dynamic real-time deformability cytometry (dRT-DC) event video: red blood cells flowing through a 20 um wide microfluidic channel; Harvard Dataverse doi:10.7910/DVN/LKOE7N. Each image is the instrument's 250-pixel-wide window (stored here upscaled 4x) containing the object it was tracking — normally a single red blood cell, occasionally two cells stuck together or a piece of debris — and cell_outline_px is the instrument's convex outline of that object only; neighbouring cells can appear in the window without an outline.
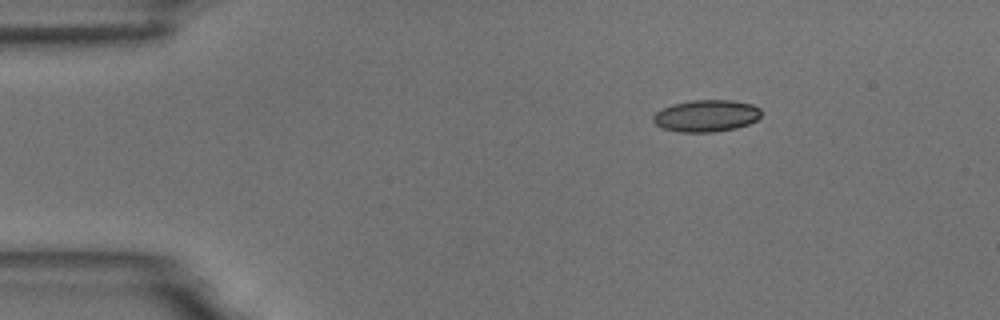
{"species": "common noctule bat (a hibernating species)", "species_latin": "Nyctalus noctula", "temperature_condition": "room temperature", "stored_images_in_passage": 6, "camera_frame_rate_fps": 3000, "um_per_image_px": 0.085, "animal": {"sex": "male", "body_mass_g": 18.8}, "frame": {"image": 1, "passage_image": 1, "time_ms": 0.0, "image_size_px": [1000, 320], "cell_outline_px": [[760, 116], [756, 120], [748, 124], [736, 128], [712, 132], [680, 132], [664, 128], [656, 124], [652, 120], [652, 116], [660, 108], [672, 104], [692, 100], [732, 100], [752, 104], [760, 108]], "centroid_in_image_um": [60.01, 9.83], "position_along_channel_um": 25.0, "area_um2": 20.11}}
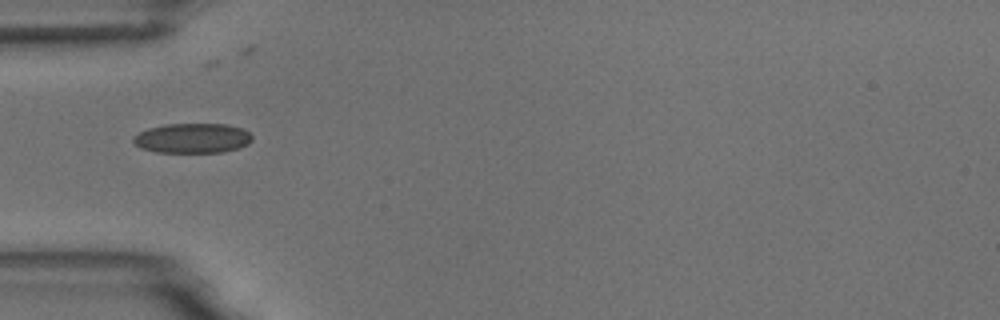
{"frame": {"image": 2, "passage_image": 3, "time_ms": 3.0, "image_size_px": [1000, 320], "cell_outline_px": [[252, 140], [248, 144], [240, 148], [220, 152], [156, 152], [140, 148], [132, 140], [132, 136], [148, 128], [164, 124], [228, 124], [244, 128], [252, 136]], "centroid_in_image_um": [16.37, 11.74], "position_along_channel_um": 68.6, "area_um2": 20.81}}